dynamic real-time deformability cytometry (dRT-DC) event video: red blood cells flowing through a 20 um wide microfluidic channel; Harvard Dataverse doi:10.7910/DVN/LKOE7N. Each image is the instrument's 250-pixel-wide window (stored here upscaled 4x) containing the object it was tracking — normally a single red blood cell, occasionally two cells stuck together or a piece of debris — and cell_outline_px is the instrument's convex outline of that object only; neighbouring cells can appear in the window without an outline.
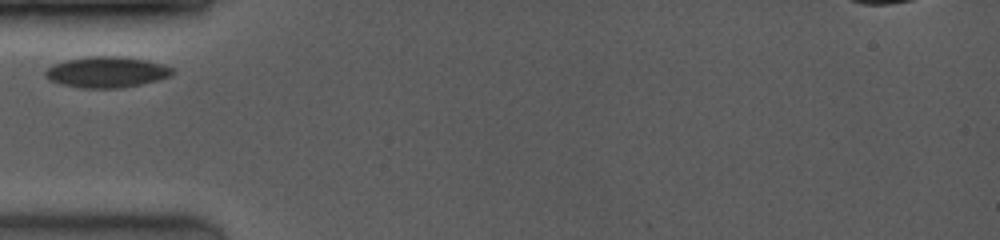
{"species": "common noctule bat (a hibernating species)", "species_latin": "Nyctalus noctula", "temperature_condition": "room temperature", "stored_images_in_passage": 9, "camera_frame_rate_fps": 4000, "um_per_image_px": 0.085, "animal": {"sex": "female", "body_mass_g": 19.0, "forearm_length_mm": 53.3}, "frame": {"image": 1, "passage_image": 1, "time_ms": 0.0, "image_size_px": [1000, 240], "cell_outline_px": [[172, 72], [168, 76], [156, 80], [140, 84], [120, 88], [84, 88], [60, 84], [44, 76], [44, 72], [52, 64], [64, 60], [88, 56], [120, 56], [144, 60], [164, 64], [172, 68]], "centroid_in_image_um": [9.01, 6.12], "position_along_channel_um": 76.0, "area_um2": 22.72}}
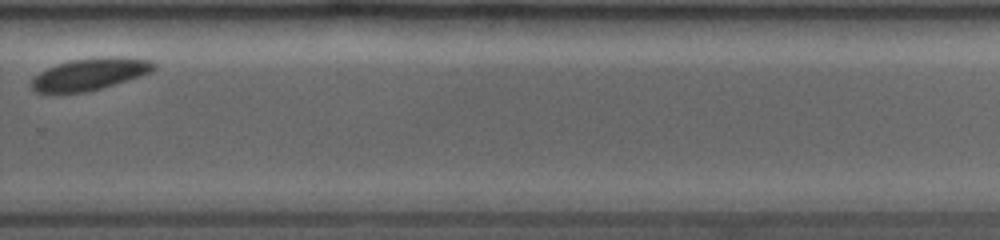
{"frame": {"image": 2, "passage_image": 7, "time_ms": 1.5, "image_size_px": [1000, 240], "cell_outline_px": [[156, 68], [148, 72], [100, 88], [84, 92], [36, 92], [32, 88], [32, 80], [40, 72], [48, 68], [72, 60], [104, 56], [116, 56], [152, 60], [156, 64]], "centroid_in_image_um": [7.65, 6.27], "position_along_channel_um": 322.2, "area_um2": 22.02}}
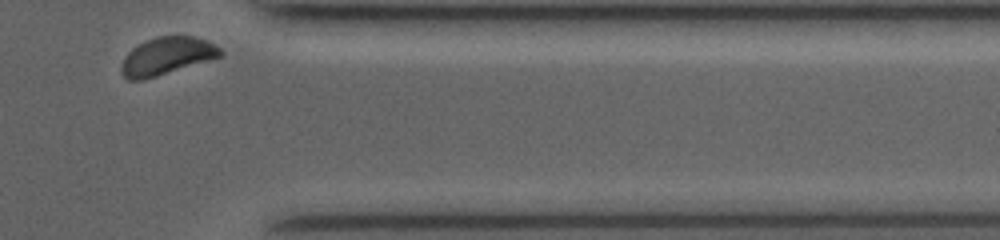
{"frame": {"image": 3, "passage_image": 9, "time_ms": 2.0, "image_size_px": [1000, 240], "cell_outline_px": [[224, 56], [144, 80], [128, 80], [120, 72], [120, 68], [128, 52], [132, 48], [156, 36], [192, 36], [204, 40], [220, 48], [224, 52]], "centroid_in_image_um": [14.19, 4.78], "position_along_channel_um": 397.2, "area_um2": 21.56}}